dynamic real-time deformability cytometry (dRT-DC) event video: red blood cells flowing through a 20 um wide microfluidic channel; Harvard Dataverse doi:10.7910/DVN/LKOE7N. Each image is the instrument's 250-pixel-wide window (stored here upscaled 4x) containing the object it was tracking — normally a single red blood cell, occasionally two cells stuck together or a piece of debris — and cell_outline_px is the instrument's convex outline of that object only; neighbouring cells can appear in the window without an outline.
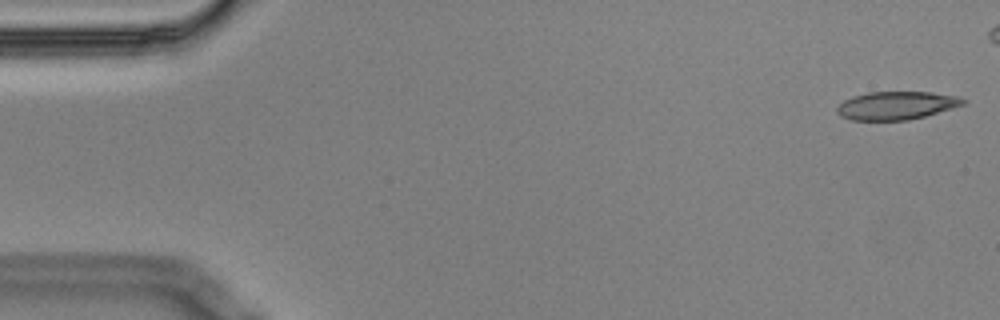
{"species": "Egyptian fruit bat (a non-hibernating species)", "species_latin": "Rousettus aegyptiacus", "temperature_condition": "cold", "stored_images_in_passage": 6, "camera_frame_rate_fps": 3000, "um_per_image_px": 0.085, "animal": {"sex": "male"}, "frame": {"image": 1, "passage_image": 1, "time_ms": 0.0, "image_size_px": [1000, 320], "cell_outline_px": [[968, 100], [964, 104], [952, 108], [924, 116], [908, 120], [852, 120], [840, 116], [836, 112], [836, 108], [844, 100], [852, 96], [868, 92], [932, 92], [960, 96]], "centroid_in_image_um": [76.2, 8.96], "position_along_channel_um": 8.8, "area_um2": 20.75}}